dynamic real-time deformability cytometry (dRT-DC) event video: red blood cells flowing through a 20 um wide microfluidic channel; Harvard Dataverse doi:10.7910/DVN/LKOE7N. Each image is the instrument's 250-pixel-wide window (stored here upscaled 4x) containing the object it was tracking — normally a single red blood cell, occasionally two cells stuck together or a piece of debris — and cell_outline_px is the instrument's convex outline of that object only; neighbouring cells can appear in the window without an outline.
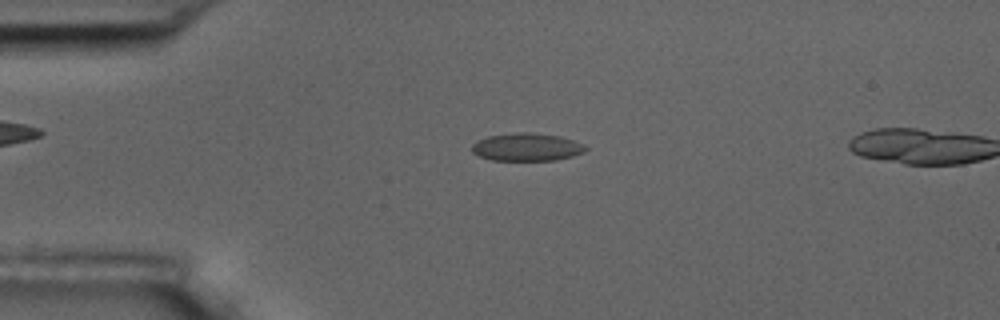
{"species": "common noctule bat (a hibernating species)", "species_latin": "Nyctalus noctula", "temperature_condition": "room temperature", "stored_images_in_passage": 9, "camera_frame_rate_fps": 3000, "um_per_image_px": 0.085, "animal": {"sex": "male", "body_mass_g": 17.5, "forearm_length_mm": 52.3}, "frame": {"image": 1, "passage_image": 4, "time_ms": 3.333, "image_size_px": [1000, 320], "cell_outline_px": [[588, 148], [584, 152], [572, 156], [556, 160], [492, 160], [480, 156], [472, 152], [472, 144], [476, 140], [488, 136], [520, 132], [528, 132], [560, 136], [584, 144]], "centroid_in_image_um": [44.77, 12.5], "position_along_channel_um": 40.2, "area_um2": 18.38}}
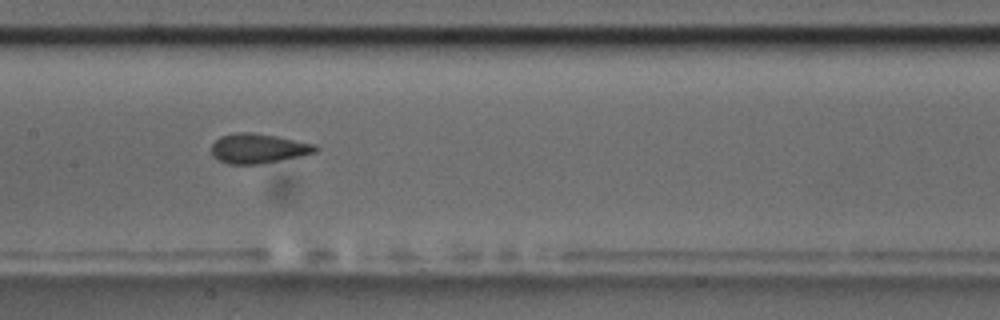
{"frame": {"image": 2, "passage_image": 8, "time_ms": 8.0, "image_size_px": [1000, 320], "cell_outline_px": [[320, 148], [316, 152], [300, 156], [260, 164], [228, 164], [212, 156], [212, 144], [220, 136], [236, 132], [248, 132], [276, 136], [316, 144]], "centroid_in_image_um": [21.96, 12.62], "position_along_channel_um": 185.4, "area_um2": 17.98}}
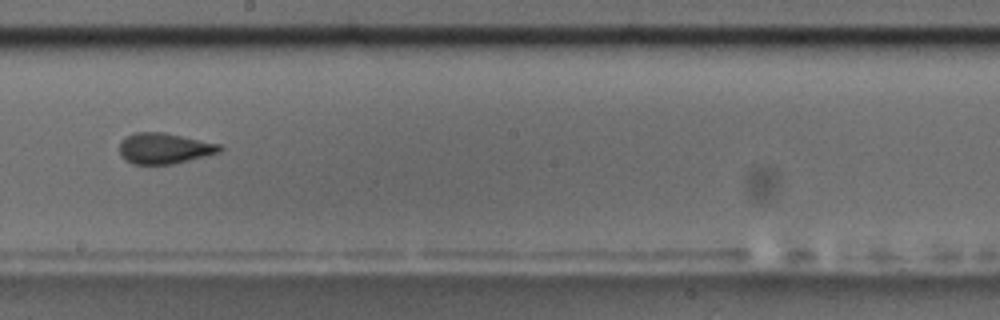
{"frame": {"image": 3, "passage_image": 9, "time_ms": 9.333, "image_size_px": [1000, 320], "cell_outline_px": [[224, 148], [220, 152], [172, 164], [132, 164], [120, 156], [120, 140], [124, 136], [136, 132], [164, 132], [220, 144]], "centroid_in_image_um": [13.93, 12.6], "position_along_channel_um": 234.3, "area_um2": 18.03}}